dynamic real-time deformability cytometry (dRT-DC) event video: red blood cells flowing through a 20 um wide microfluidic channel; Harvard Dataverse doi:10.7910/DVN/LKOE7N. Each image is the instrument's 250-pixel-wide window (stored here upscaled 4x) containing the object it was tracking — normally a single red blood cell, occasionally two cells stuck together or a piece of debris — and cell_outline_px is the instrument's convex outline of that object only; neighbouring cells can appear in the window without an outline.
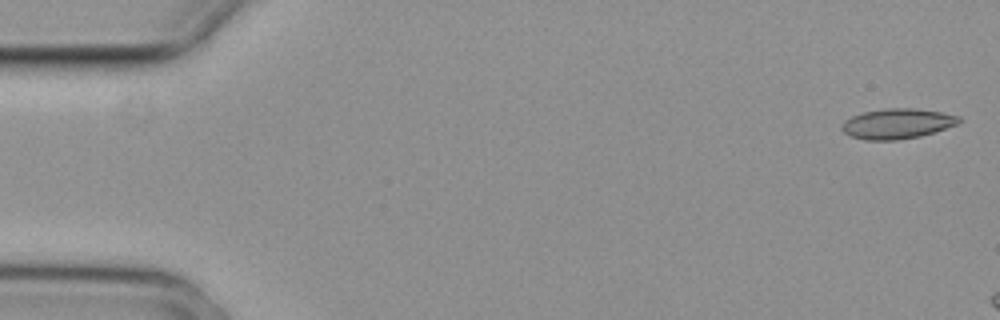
{"species": "common noctule bat (a hibernating species)", "species_latin": "Nyctalus noctula", "temperature_condition": "cold", "stored_images_in_passage": 3, "camera_frame_rate_fps": 3000, "um_per_image_px": 0.085, "animal": {"sex": "female", "body_mass_g": 29.2, "forearm_length_mm": 56.3}, "frame": {"image": 1, "passage_image": 1, "time_ms": 0.0, "image_size_px": [1000, 320], "cell_outline_px": [[960, 124], [920, 136], [896, 140], [864, 140], [848, 136], [840, 128], [844, 120], [852, 116], [864, 112], [888, 108], [916, 108], [940, 112], [960, 116]], "centroid_in_image_um": [76.25, 10.52], "position_along_channel_um": 8.7, "area_um2": 20.69}}